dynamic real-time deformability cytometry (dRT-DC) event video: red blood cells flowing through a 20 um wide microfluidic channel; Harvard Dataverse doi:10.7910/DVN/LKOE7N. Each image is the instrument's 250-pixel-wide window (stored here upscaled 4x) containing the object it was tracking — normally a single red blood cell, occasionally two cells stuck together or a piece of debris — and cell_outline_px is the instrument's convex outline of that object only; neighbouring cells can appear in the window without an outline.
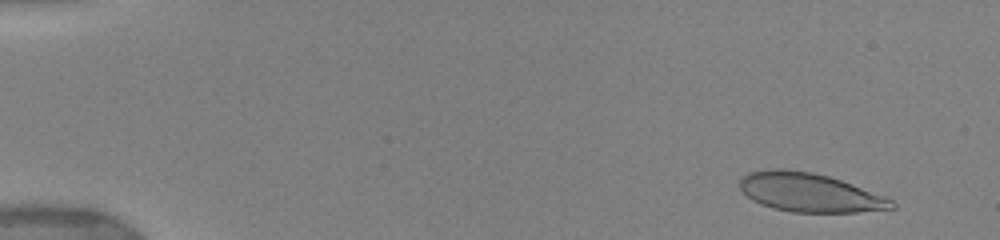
{"species": "human", "species_latin": "Homo sapiens", "temperature_condition": "warm", "stored_images_in_passage": 65, "camera_frame_rate_fps": 3000, "um_per_image_px": 0.085, "donor": {"sex": "female"}, "frame": {"image": 1, "passage_image": 5, "time_ms": 1.0, "image_size_px": [1000, 240], "cell_outline_px": [[896, 208], [856, 212], [792, 212], [772, 208], [760, 204], [752, 200], [740, 188], [740, 180], [748, 172], [768, 168], [784, 168], [812, 172], [828, 176], [852, 184], [884, 196], [892, 200], [896, 204]], "centroid_in_image_um": [68.79, 16.35], "position_along_channel_um": 16.2, "area_um2": 34.33}}
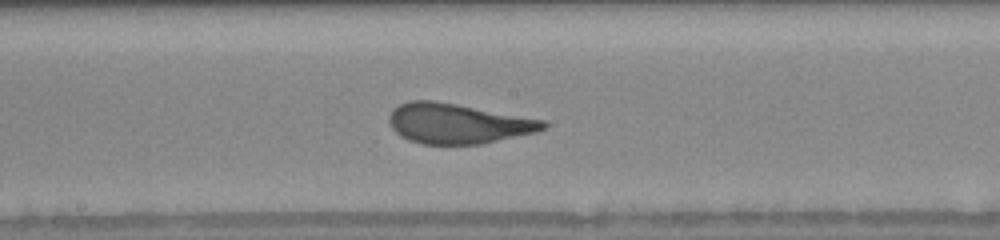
{"frame": {"image": 2, "passage_image": 39, "time_ms": 9.333, "image_size_px": [1000, 240], "cell_outline_px": [[548, 124], [544, 128], [536, 132], [480, 144], [420, 144], [408, 140], [400, 136], [388, 124], [388, 116], [392, 108], [400, 104], [412, 100], [432, 100], [456, 104], [544, 120]], "centroid_in_image_um": [38.85, 10.5], "position_along_channel_um": 209.4, "area_um2": 35.89}}
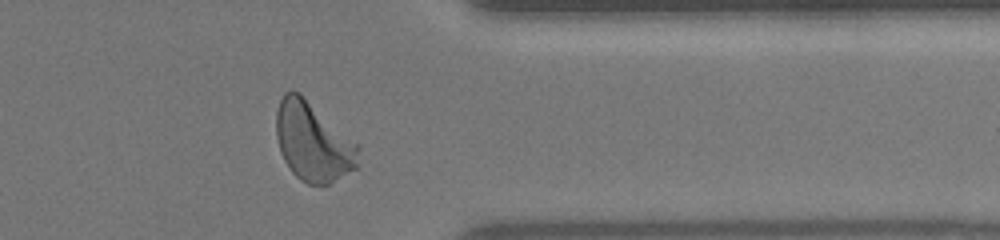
{"frame": {"image": 3, "passage_image": 58, "time_ms": 14.0, "image_size_px": [1000, 240], "cell_outline_px": [[360, 164], [356, 168], [328, 184], [308, 184], [300, 180], [292, 172], [284, 160], [280, 152], [276, 136], [276, 112], [280, 100], [284, 92], [300, 92], [356, 144], [360, 148]], "centroid_in_image_um": [26.59, 12.07], "position_along_channel_um": 384.8, "area_um2": 37.51}, "authors_computed_cell_mechanics": {"area_um2": 35.9516, "velocity_mm_per_s": 3.8866, "shape_relaxation_time_tau1_ms": 4.7867, "shape_relaxation_time_tau2_ms": null, "deformation_change_tau1": 0.1955, "deformation_change_tau2": null}}